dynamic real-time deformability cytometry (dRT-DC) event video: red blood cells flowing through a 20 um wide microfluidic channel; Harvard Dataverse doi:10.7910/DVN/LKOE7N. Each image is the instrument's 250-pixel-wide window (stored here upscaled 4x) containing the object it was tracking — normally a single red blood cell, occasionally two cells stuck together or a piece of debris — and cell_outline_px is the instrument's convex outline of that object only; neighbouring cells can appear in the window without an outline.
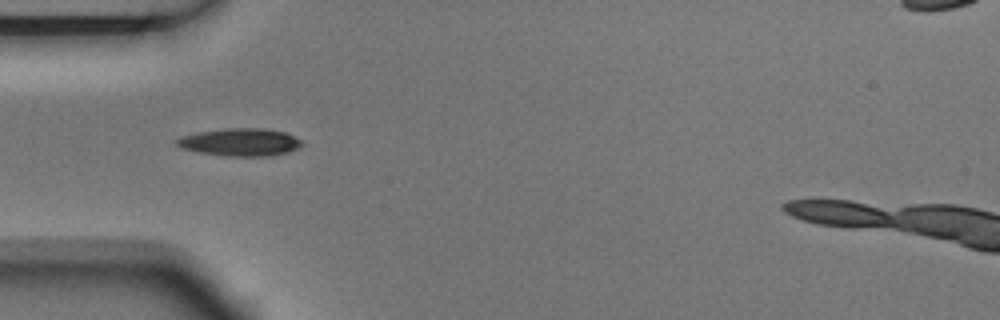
{"species": "Egyptian fruit bat (a non-hibernating species)", "species_latin": "Rousettus aegyptiacus", "temperature_condition": "room temperature", "stored_images_in_passage": 7, "camera_frame_rate_fps": 3000, "um_per_image_px": 0.085, "animal": {"sex": "male"}, "frame": {"image": 1, "passage_image": 4, "time_ms": 1.0, "image_size_px": [1000, 320], "cell_outline_px": [[300, 148], [288, 152], [272, 156], [232, 156], [200, 152], [180, 148], [176, 144], [176, 140], [184, 136], [196, 132], [228, 128], [268, 128], [284, 132], [300, 140]], "centroid_in_image_um": [20.42, 12.08], "position_along_channel_um": 64.6, "area_um2": 20.0}}
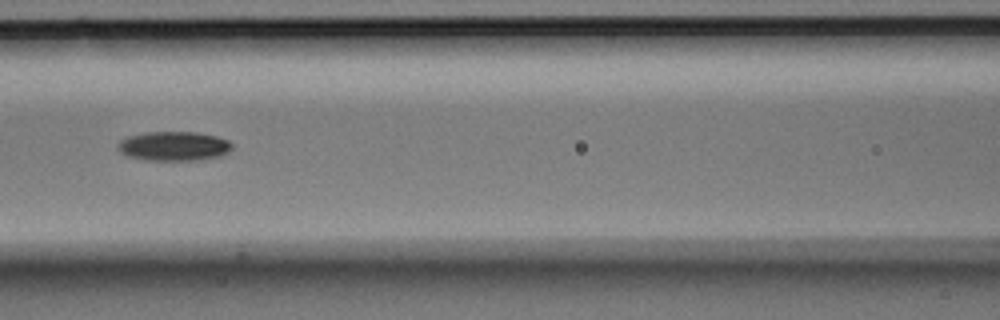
{"frame": {"image": 2, "passage_image": 6, "time_ms": 1.667, "image_size_px": [1000, 320], "cell_outline_px": [[232, 148], [228, 152], [220, 156], [196, 160], [144, 160], [128, 156], [120, 152], [116, 148], [120, 140], [128, 136], [148, 132], [196, 132], [216, 136], [228, 140], [232, 144]], "centroid_in_image_um": [14.76, 12.42], "position_along_channel_um": 151.8, "area_um2": 19.54}}
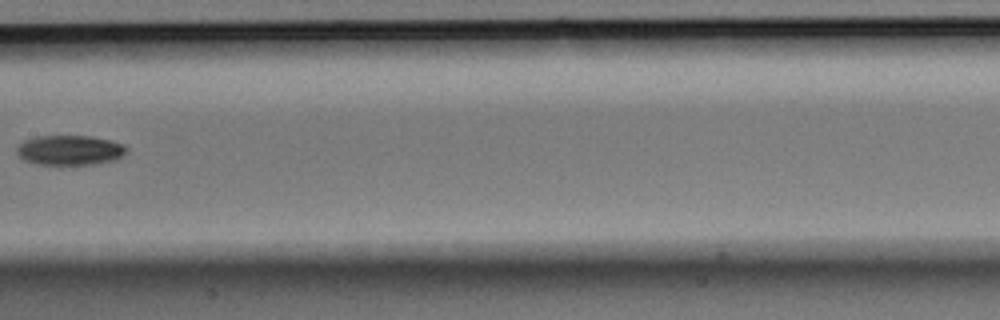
{"frame": {"image": 3, "passage_image": 7, "time_ms": 2.0, "image_size_px": [1000, 320], "cell_outline_px": [[128, 152], [116, 160], [96, 164], [36, 164], [24, 160], [16, 152], [16, 148], [24, 140], [36, 136], [92, 136], [112, 140], [124, 144], [128, 148]], "centroid_in_image_um": [5.98, 12.76], "position_along_channel_um": 201.4, "area_um2": 19.31}}